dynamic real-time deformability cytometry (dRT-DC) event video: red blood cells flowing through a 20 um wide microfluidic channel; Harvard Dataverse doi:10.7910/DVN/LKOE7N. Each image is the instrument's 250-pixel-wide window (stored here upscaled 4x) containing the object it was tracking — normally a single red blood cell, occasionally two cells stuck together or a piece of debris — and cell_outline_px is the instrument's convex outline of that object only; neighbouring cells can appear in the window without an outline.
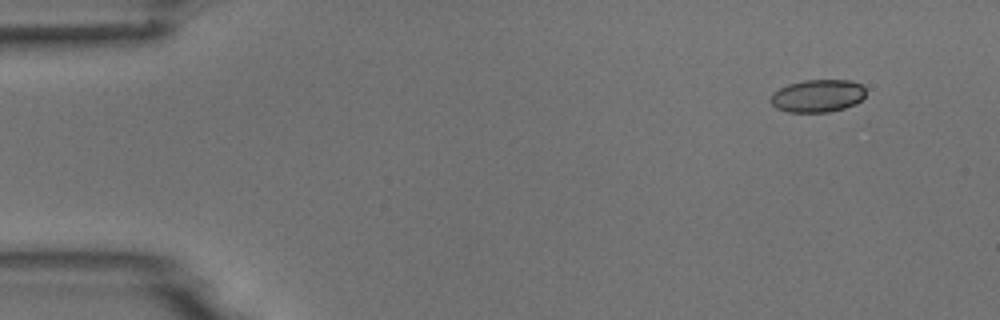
{"species": "common noctule bat (a hibernating species)", "species_latin": "Nyctalus noctula", "temperature_condition": "room temperature", "stored_images_in_passage": 4, "camera_frame_rate_fps": 3000, "um_per_image_px": 0.085, "animal": {"sex": "male", "body_mass_g": 18.8}, "frame": {"image": 1, "passage_image": 1, "time_ms": 0.0, "image_size_px": [1000, 320], "cell_outline_px": [[864, 96], [856, 104], [844, 108], [828, 112], [788, 112], [776, 108], [768, 100], [772, 92], [788, 84], [804, 80], [852, 80], [860, 84], [864, 88]], "centroid_in_image_um": [69.46, 8.15], "position_along_channel_um": 15.5, "area_um2": 18.21}}
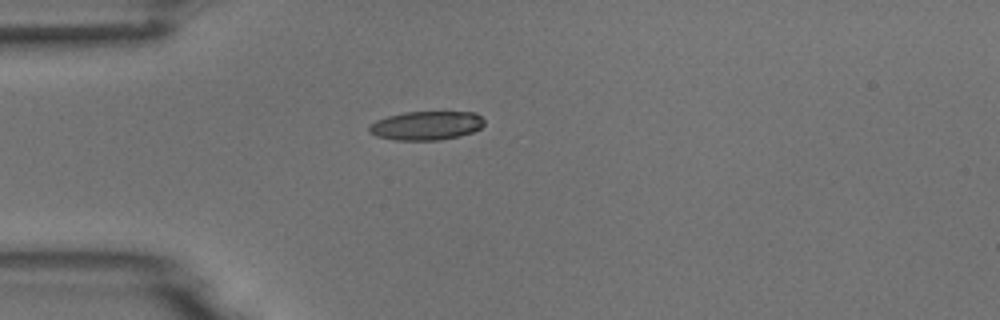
{"frame": {"image": 2, "passage_image": 4, "time_ms": 3.333, "image_size_px": [1000, 320], "cell_outline_px": [[484, 124], [480, 128], [472, 132], [460, 136], [440, 140], [396, 140], [376, 136], [368, 132], [368, 128], [376, 120], [388, 116], [404, 112], [476, 112], [484, 120]], "centroid_in_image_um": [36.24, 10.67], "position_along_channel_um": 48.8, "area_um2": 19.36}}